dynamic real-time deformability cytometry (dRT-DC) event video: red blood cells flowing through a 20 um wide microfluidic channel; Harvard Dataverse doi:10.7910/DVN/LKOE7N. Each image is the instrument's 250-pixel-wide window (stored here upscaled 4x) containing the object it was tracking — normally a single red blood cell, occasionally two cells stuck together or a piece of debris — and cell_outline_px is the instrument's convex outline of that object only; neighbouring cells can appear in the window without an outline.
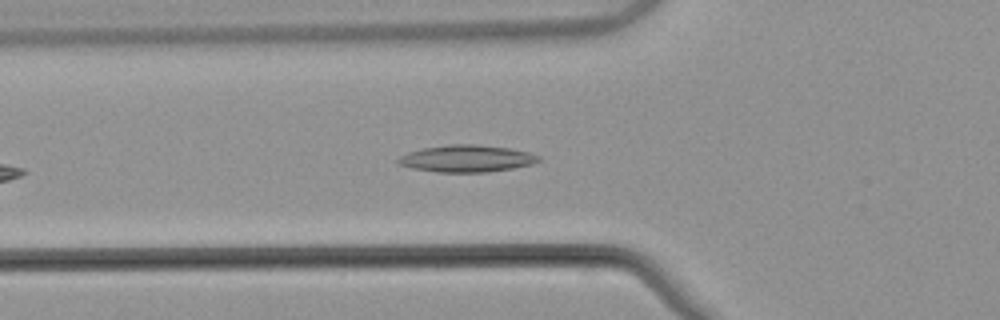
{"species": "common noctule bat (a hibernating species)", "species_latin": "Nyctalus noctula", "temperature_condition": "warm", "stored_images_in_passage": 38, "camera_frame_rate_fps": 3000, "um_per_image_px": 0.085, "animal": {"sex": "male", "body_mass_g": 21.5, "forearm_length_mm": 52.0}, "frame": {"image": 1, "passage_image": 4, "time_ms": 1.0, "image_size_px": [1000, 320], "cell_outline_px": [[540, 160], [532, 164], [512, 168], [488, 172], [436, 172], [412, 168], [396, 164], [396, 160], [400, 156], [408, 152], [424, 148], [452, 144], [476, 144], [508, 148], [528, 152], [540, 156]], "centroid_in_image_um": [39.64, 13.48], "position_along_channel_um": 86.2, "area_um2": 22.02}}
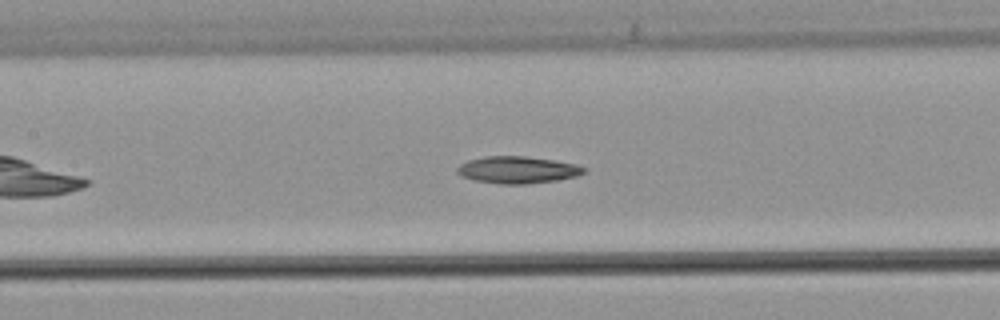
{"frame": {"image": 2, "passage_image": 10, "time_ms": 3.0, "image_size_px": [1000, 320], "cell_outline_px": [[588, 168], [584, 172], [576, 176], [556, 180], [524, 184], [496, 184], [472, 180], [460, 176], [456, 172], [456, 168], [460, 164], [468, 160], [484, 156], [524, 156], [556, 160], [576, 164]], "centroid_in_image_um": [43.95, 14.43], "position_along_channel_um": 163.4, "area_um2": 20.17}}
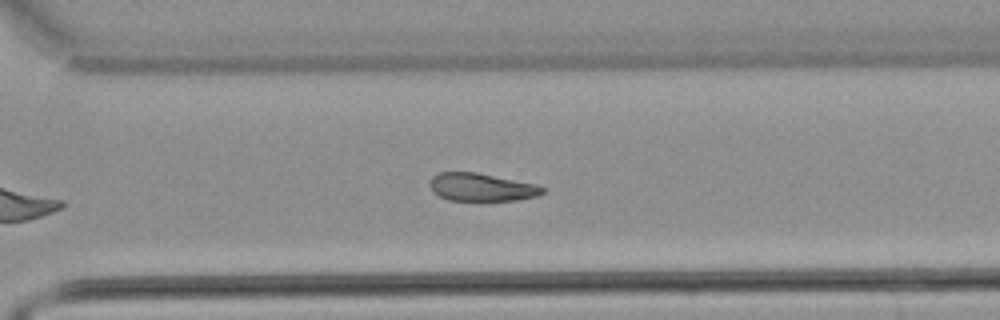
{"frame": {"image": 3, "passage_image": 23, "time_ms": 7.333, "image_size_px": [1000, 320], "cell_outline_px": [[548, 188], [544, 192], [536, 196], [516, 200], [484, 204], [480, 204], [448, 200], [432, 192], [428, 184], [432, 176], [440, 172], [476, 172], [536, 184]], "centroid_in_image_um": [40.92, 15.97], "position_along_channel_um": 329.7, "area_um2": 19.42}}